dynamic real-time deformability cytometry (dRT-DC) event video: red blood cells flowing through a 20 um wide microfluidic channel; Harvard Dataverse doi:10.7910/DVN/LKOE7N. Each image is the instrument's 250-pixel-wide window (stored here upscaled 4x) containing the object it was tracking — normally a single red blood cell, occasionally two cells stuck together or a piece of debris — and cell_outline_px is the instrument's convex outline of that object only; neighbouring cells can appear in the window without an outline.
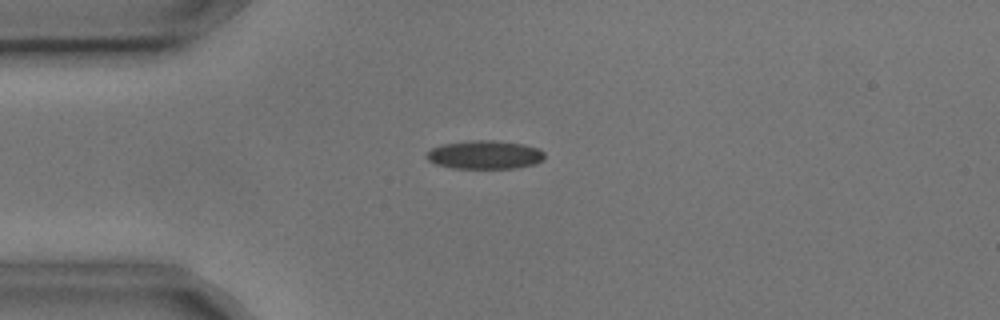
{"species": "common noctule bat (a hibernating species)", "species_latin": "Nyctalus noctula", "temperature_condition": "cold", "stored_images_in_passage": 9, "camera_frame_rate_fps": 3000, "um_per_image_px": 0.085, "animal": {"sex": "male", "body_mass_g": 17.9, "forearm_length_mm": 54.2}, "frame": {"image": 1, "passage_image": 4, "time_ms": 1.0, "image_size_px": [1000, 320], "cell_outline_px": [[544, 156], [536, 164], [516, 168], [452, 168], [436, 164], [428, 160], [424, 156], [432, 148], [440, 144], [472, 140], [492, 140], [524, 144], [540, 148], [544, 152]], "centroid_in_image_um": [41.19, 13.15], "position_along_channel_um": 43.8, "area_um2": 19.71}}
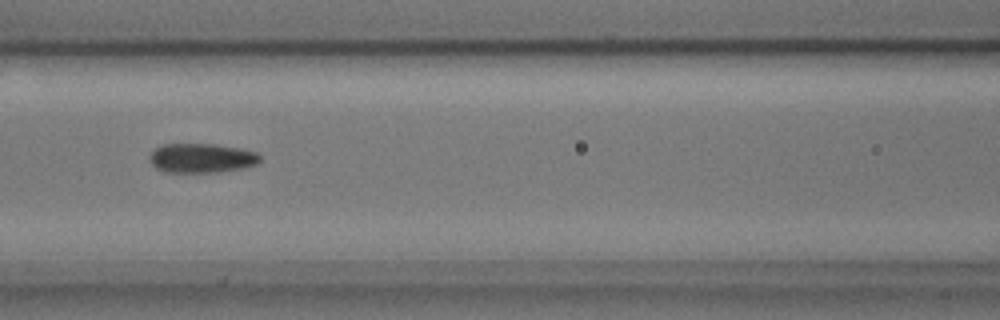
{"frame": {"image": 2, "passage_image": 7, "time_ms": 2.0, "image_size_px": [1000, 320], "cell_outline_px": [[260, 164], [244, 168], [220, 172], [164, 172], [156, 168], [148, 160], [152, 152], [156, 148], [164, 144], [216, 144], [240, 148], [256, 152], [260, 156]], "centroid_in_image_um": [17.17, 13.44], "position_along_channel_um": 149.4, "area_um2": 19.07}}
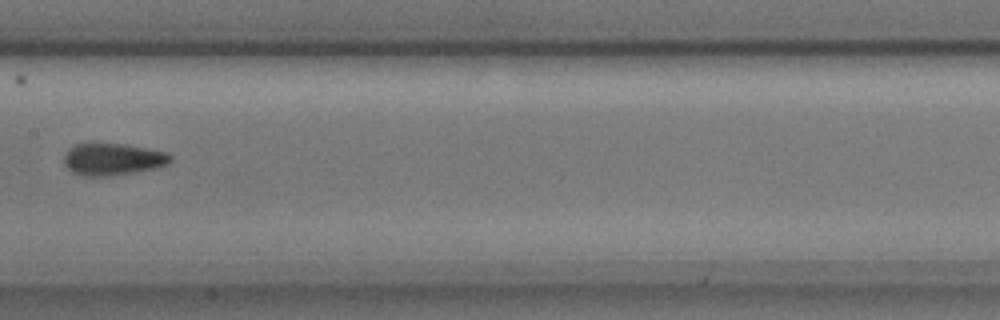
{"frame": {"image": 3, "passage_image": 8, "time_ms": 2.333, "image_size_px": [1000, 320], "cell_outline_px": [[172, 160], [168, 164], [156, 168], [136, 172], [108, 176], [84, 176], [72, 172], [64, 164], [64, 152], [68, 148], [76, 144], [88, 140], [92, 140], [124, 144], [148, 148], [168, 152], [172, 156]], "centroid_in_image_um": [9.55, 13.49], "position_along_channel_um": 197.9, "area_um2": 20.75}}